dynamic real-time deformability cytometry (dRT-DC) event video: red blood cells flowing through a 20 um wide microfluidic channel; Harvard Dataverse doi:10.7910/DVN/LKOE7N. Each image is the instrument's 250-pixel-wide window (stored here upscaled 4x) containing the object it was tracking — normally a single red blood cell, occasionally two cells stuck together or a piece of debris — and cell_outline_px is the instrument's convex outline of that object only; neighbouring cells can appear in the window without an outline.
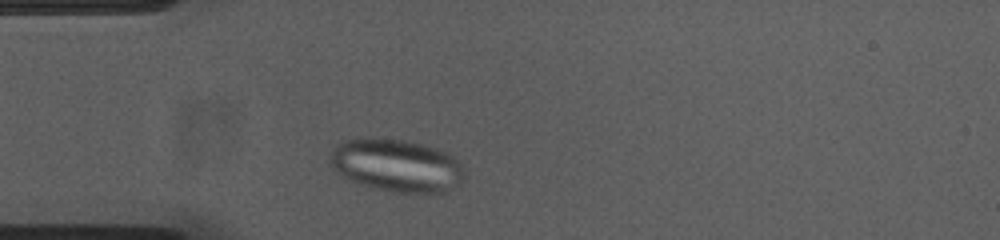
{"species": "common noctule bat (a hibernating species)", "species_latin": "Nyctalus noctula", "temperature_condition": "cold", "stored_images_in_passage": 33, "camera_frame_rate_fps": 3000, "um_per_image_px": 0.085, "animal": {"sex": "female", "body_mass_g": 23.0, "forearm_length_mm": 53.4}, "frame": {"image": 1, "passage_image": 4, "time_ms": 1.0, "image_size_px": [1000, 240], "cell_outline_px": [[464, 176], [460, 184], [444, 192], [392, 192], [360, 184], [336, 172], [328, 164], [328, 156], [344, 140], [360, 136], [364, 136], [404, 140], [424, 144], [436, 148], [452, 156], [456, 160], [464, 172]], "centroid_in_image_um": [33.66, 14.04], "position_along_channel_um": 51.3, "area_um2": 41.33}}
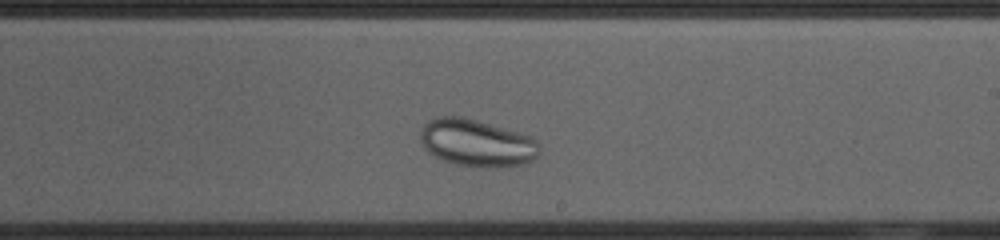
{"frame": {"image": 2, "passage_image": 21, "time_ms": 6.667, "image_size_px": [1000, 240], "cell_outline_px": [[540, 152], [532, 160], [524, 164], [504, 168], [488, 168], [456, 164], [444, 160], [428, 152], [424, 148], [420, 140], [420, 132], [424, 124], [428, 120], [436, 116], [464, 116], [516, 132], [528, 136], [540, 148]], "centroid_in_image_um": [40.48, 12.16], "position_along_channel_um": 248.5, "area_um2": 32.71}}
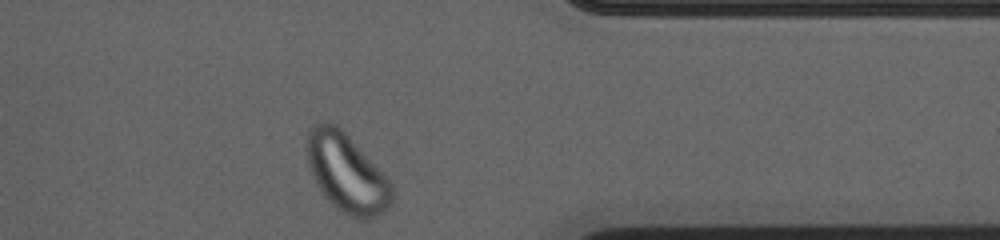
{"frame": {"image": 3, "passage_image": 33, "time_ms": 10.667, "image_size_px": [1000, 240], "cell_outline_px": [[396, 196], [388, 208], [384, 212], [372, 220], [360, 220], [340, 212], [324, 196], [316, 184], [308, 168], [308, 132], [316, 120], [332, 120], [348, 136], [392, 184]], "centroid_in_image_um": [29.47, 14.74], "position_along_channel_um": 381.9, "area_um2": 39.19}}